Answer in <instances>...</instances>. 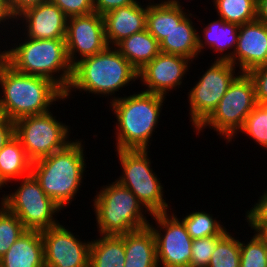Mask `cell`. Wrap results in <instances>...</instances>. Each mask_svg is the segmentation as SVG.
Here are the masks:
<instances>
[{
  "mask_svg": "<svg viewBox=\"0 0 267 267\" xmlns=\"http://www.w3.org/2000/svg\"><path fill=\"white\" fill-rule=\"evenodd\" d=\"M49 0H7L8 8L11 15L16 18L27 8L45 3Z\"/></svg>",
  "mask_w": 267,
  "mask_h": 267,
  "instance_id": "38",
  "label": "cell"
},
{
  "mask_svg": "<svg viewBox=\"0 0 267 267\" xmlns=\"http://www.w3.org/2000/svg\"><path fill=\"white\" fill-rule=\"evenodd\" d=\"M192 13L187 15L172 31L160 42V51L165 54L180 55L190 59L197 58L198 36L197 29L194 28Z\"/></svg>",
  "mask_w": 267,
  "mask_h": 267,
  "instance_id": "23",
  "label": "cell"
},
{
  "mask_svg": "<svg viewBox=\"0 0 267 267\" xmlns=\"http://www.w3.org/2000/svg\"><path fill=\"white\" fill-rule=\"evenodd\" d=\"M25 23L26 37L32 39L65 38L68 17L55 4L45 3L27 8L15 20Z\"/></svg>",
  "mask_w": 267,
  "mask_h": 267,
  "instance_id": "17",
  "label": "cell"
},
{
  "mask_svg": "<svg viewBox=\"0 0 267 267\" xmlns=\"http://www.w3.org/2000/svg\"><path fill=\"white\" fill-rule=\"evenodd\" d=\"M207 267H240V241L227 232L216 243Z\"/></svg>",
  "mask_w": 267,
  "mask_h": 267,
  "instance_id": "29",
  "label": "cell"
},
{
  "mask_svg": "<svg viewBox=\"0 0 267 267\" xmlns=\"http://www.w3.org/2000/svg\"><path fill=\"white\" fill-rule=\"evenodd\" d=\"M257 105L252 79L247 73H240L230 84L216 109L196 129L197 135L208 126L219 132L217 135L223 136L229 143Z\"/></svg>",
  "mask_w": 267,
  "mask_h": 267,
  "instance_id": "7",
  "label": "cell"
},
{
  "mask_svg": "<svg viewBox=\"0 0 267 267\" xmlns=\"http://www.w3.org/2000/svg\"><path fill=\"white\" fill-rule=\"evenodd\" d=\"M31 170L32 161L20 141L14 136L0 150V189L7 183H11V180L19 181L22 177L30 175Z\"/></svg>",
  "mask_w": 267,
  "mask_h": 267,
  "instance_id": "24",
  "label": "cell"
},
{
  "mask_svg": "<svg viewBox=\"0 0 267 267\" xmlns=\"http://www.w3.org/2000/svg\"><path fill=\"white\" fill-rule=\"evenodd\" d=\"M266 259H267V242H266Z\"/></svg>",
  "mask_w": 267,
  "mask_h": 267,
  "instance_id": "45",
  "label": "cell"
},
{
  "mask_svg": "<svg viewBox=\"0 0 267 267\" xmlns=\"http://www.w3.org/2000/svg\"><path fill=\"white\" fill-rule=\"evenodd\" d=\"M250 210L246 212L247 223L256 233L267 224V189Z\"/></svg>",
  "mask_w": 267,
  "mask_h": 267,
  "instance_id": "34",
  "label": "cell"
},
{
  "mask_svg": "<svg viewBox=\"0 0 267 267\" xmlns=\"http://www.w3.org/2000/svg\"><path fill=\"white\" fill-rule=\"evenodd\" d=\"M146 5V29L159 43L188 15L179 0L153 1Z\"/></svg>",
  "mask_w": 267,
  "mask_h": 267,
  "instance_id": "21",
  "label": "cell"
},
{
  "mask_svg": "<svg viewBox=\"0 0 267 267\" xmlns=\"http://www.w3.org/2000/svg\"><path fill=\"white\" fill-rule=\"evenodd\" d=\"M61 224L41 231L45 267H89L91 241H81Z\"/></svg>",
  "mask_w": 267,
  "mask_h": 267,
  "instance_id": "14",
  "label": "cell"
},
{
  "mask_svg": "<svg viewBox=\"0 0 267 267\" xmlns=\"http://www.w3.org/2000/svg\"><path fill=\"white\" fill-rule=\"evenodd\" d=\"M135 80H138V71L115 46H107L100 53L79 60L73 66L65 99L70 98L71 91L75 89L109 97Z\"/></svg>",
  "mask_w": 267,
  "mask_h": 267,
  "instance_id": "4",
  "label": "cell"
},
{
  "mask_svg": "<svg viewBox=\"0 0 267 267\" xmlns=\"http://www.w3.org/2000/svg\"><path fill=\"white\" fill-rule=\"evenodd\" d=\"M10 121L5 108L0 103V127L5 126Z\"/></svg>",
  "mask_w": 267,
  "mask_h": 267,
  "instance_id": "42",
  "label": "cell"
},
{
  "mask_svg": "<svg viewBox=\"0 0 267 267\" xmlns=\"http://www.w3.org/2000/svg\"><path fill=\"white\" fill-rule=\"evenodd\" d=\"M14 46L0 51V56L10 66L20 73L48 78L66 92L72 79L73 66L68 59L65 38L26 37L24 42L19 45L15 43Z\"/></svg>",
  "mask_w": 267,
  "mask_h": 267,
  "instance_id": "3",
  "label": "cell"
},
{
  "mask_svg": "<svg viewBox=\"0 0 267 267\" xmlns=\"http://www.w3.org/2000/svg\"><path fill=\"white\" fill-rule=\"evenodd\" d=\"M240 73H247L267 63V25L254 20L239 26L237 45L232 58ZM238 64V65H237Z\"/></svg>",
  "mask_w": 267,
  "mask_h": 267,
  "instance_id": "16",
  "label": "cell"
},
{
  "mask_svg": "<svg viewBox=\"0 0 267 267\" xmlns=\"http://www.w3.org/2000/svg\"><path fill=\"white\" fill-rule=\"evenodd\" d=\"M115 151L123 169L117 181L136 195L150 216L167 212L170 206L163 199V186L151 168L148 150Z\"/></svg>",
  "mask_w": 267,
  "mask_h": 267,
  "instance_id": "8",
  "label": "cell"
},
{
  "mask_svg": "<svg viewBox=\"0 0 267 267\" xmlns=\"http://www.w3.org/2000/svg\"><path fill=\"white\" fill-rule=\"evenodd\" d=\"M257 234L265 241L267 242V224L264 225Z\"/></svg>",
  "mask_w": 267,
  "mask_h": 267,
  "instance_id": "43",
  "label": "cell"
},
{
  "mask_svg": "<svg viewBox=\"0 0 267 267\" xmlns=\"http://www.w3.org/2000/svg\"><path fill=\"white\" fill-rule=\"evenodd\" d=\"M69 18L95 12L93 0H49Z\"/></svg>",
  "mask_w": 267,
  "mask_h": 267,
  "instance_id": "35",
  "label": "cell"
},
{
  "mask_svg": "<svg viewBox=\"0 0 267 267\" xmlns=\"http://www.w3.org/2000/svg\"><path fill=\"white\" fill-rule=\"evenodd\" d=\"M267 109V102L262 104Z\"/></svg>",
  "mask_w": 267,
  "mask_h": 267,
  "instance_id": "44",
  "label": "cell"
},
{
  "mask_svg": "<svg viewBox=\"0 0 267 267\" xmlns=\"http://www.w3.org/2000/svg\"><path fill=\"white\" fill-rule=\"evenodd\" d=\"M55 117L49 111L14 121L15 137L32 162L50 156L71 143L72 140H68L70 127Z\"/></svg>",
  "mask_w": 267,
  "mask_h": 267,
  "instance_id": "10",
  "label": "cell"
},
{
  "mask_svg": "<svg viewBox=\"0 0 267 267\" xmlns=\"http://www.w3.org/2000/svg\"><path fill=\"white\" fill-rule=\"evenodd\" d=\"M256 20L267 25V0H256Z\"/></svg>",
  "mask_w": 267,
  "mask_h": 267,
  "instance_id": "40",
  "label": "cell"
},
{
  "mask_svg": "<svg viewBox=\"0 0 267 267\" xmlns=\"http://www.w3.org/2000/svg\"><path fill=\"white\" fill-rule=\"evenodd\" d=\"M190 62L186 57L160 52L138 71V80L147 87L143 92L166 96L172 89L180 88Z\"/></svg>",
  "mask_w": 267,
  "mask_h": 267,
  "instance_id": "15",
  "label": "cell"
},
{
  "mask_svg": "<svg viewBox=\"0 0 267 267\" xmlns=\"http://www.w3.org/2000/svg\"><path fill=\"white\" fill-rule=\"evenodd\" d=\"M137 2V0H93V6L95 12L103 16L109 11Z\"/></svg>",
  "mask_w": 267,
  "mask_h": 267,
  "instance_id": "37",
  "label": "cell"
},
{
  "mask_svg": "<svg viewBox=\"0 0 267 267\" xmlns=\"http://www.w3.org/2000/svg\"><path fill=\"white\" fill-rule=\"evenodd\" d=\"M201 31H203L204 37L198 36L199 55L205 49L204 47L208 45L209 48L214 49L213 52H218L222 55L215 60L229 61L232 58L237 45L239 25L227 23L222 18H219L207 24ZM229 49H233V51L225 53V50L230 51Z\"/></svg>",
  "mask_w": 267,
  "mask_h": 267,
  "instance_id": "22",
  "label": "cell"
},
{
  "mask_svg": "<svg viewBox=\"0 0 267 267\" xmlns=\"http://www.w3.org/2000/svg\"><path fill=\"white\" fill-rule=\"evenodd\" d=\"M101 188L92 205L100 235H122L148 227L150 220L144 216L148 211L133 192L116 179Z\"/></svg>",
  "mask_w": 267,
  "mask_h": 267,
  "instance_id": "6",
  "label": "cell"
},
{
  "mask_svg": "<svg viewBox=\"0 0 267 267\" xmlns=\"http://www.w3.org/2000/svg\"><path fill=\"white\" fill-rule=\"evenodd\" d=\"M191 238L199 239L214 235H225L228 231L212 214L193 211L181 220Z\"/></svg>",
  "mask_w": 267,
  "mask_h": 267,
  "instance_id": "28",
  "label": "cell"
},
{
  "mask_svg": "<svg viewBox=\"0 0 267 267\" xmlns=\"http://www.w3.org/2000/svg\"><path fill=\"white\" fill-rule=\"evenodd\" d=\"M112 99L110 107L117 119L116 150H148L166 97L141 91Z\"/></svg>",
  "mask_w": 267,
  "mask_h": 267,
  "instance_id": "2",
  "label": "cell"
},
{
  "mask_svg": "<svg viewBox=\"0 0 267 267\" xmlns=\"http://www.w3.org/2000/svg\"><path fill=\"white\" fill-rule=\"evenodd\" d=\"M143 6L137 2L103 15L108 46H116L123 39L146 29L147 6Z\"/></svg>",
  "mask_w": 267,
  "mask_h": 267,
  "instance_id": "18",
  "label": "cell"
},
{
  "mask_svg": "<svg viewBox=\"0 0 267 267\" xmlns=\"http://www.w3.org/2000/svg\"><path fill=\"white\" fill-rule=\"evenodd\" d=\"M253 233L247 244L240 242V267H267L266 242Z\"/></svg>",
  "mask_w": 267,
  "mask_h": 267,
  "instance_id": "32",
  "label": "cell"
},
{
  "mask_svg": "<svg viewBox=\"0 0 267 267\" xmlns=\"http://www.w3.org/2000/svg\"><path fill=\"white\" fill-rule=\"evenodd\" d=\"M236 67L229 61L214 60L188 92L189 116L196 130L216 109L236 75Z\"/></svg>",
  "mask_w": 267,
  "mask_h": 267,
  "instance_id": "11",
  "label": "cell"
},
{
  "mask_svg": "<svg viewBox=\"0 0 267 267\" xmlns=\"http://www.w3.org/2000/svg\"><path fill=\"white\" fill-rule=\"evenodd\" d=\"M239 132L246 133L258 145L267 150V109L258 104L247 116Z\"/></svg>",
  "mask_w": 267,
  "mask_h": 267,
  "instance_id": "31",
  "label": "cell"
},
{
  "mask_svg": "<svg viewBox=\"0 0 267 267\" xmlns=\"http://www.w3.org/2000/svg\"><path fill=\"white\" fill-rule=\"evenodd\" d=\"M0 267H45L41 232H24L0 258Z\"/></svg>",
  "mask_w": 267,
  "mask_h": 267,
  "instance_id": "19",
  "label": "cell"
},
{
  "mask_svg": "<svg viewBox=\"0 0 267 267\" xmlns=\"http://www.w3.org/2000/svg\"><path fill=\"white\" fill-rule=\"evenodd\" d=\"M219 18L243 25L256 20V0H213Z\"/></svg>",
  "mask_w": 267,
  "mask_h": 267,
  "instance_id": "27",
  "label": "cell"
},
{
  "mask_svg": "<svg viewBox=\"0 0 267 267\" xmlns=\"http://www.w3.org/2000/svg\"><path fill=\"white\" fill-rule=\"evenodd\" d=\"M99 236L90 244L89 267H124V240L119 235Z\"/></svg>",
  "mask_w": 267,
  "mask_h": 267,
  "instance_id": "26",
  "label": "cell"
},
{
  "mask_svg": "<svg viewBox=\"0 0 267 267\" xmlns=\"http://www.w3.org/2000/svg\"><path fill=\"white\" fill-rule=\"evenodd\" d=\"M20 181L17 190L4 194L0 203L21 220L26 230L41 232L60 224L53 215L62 208L45 194L34 175L31 173Z\"/></svg>",
  "mask_w": 267,
  "mask_h": 267,
  "instance_id": "9",
  "label": "cell"
},
{
  "mask_svg": "<svg viewBox=\"0 0 267 267\" xmlns=\"http://www.w3.org/2000/svg\"><path fill=\"white\" fill-rule=\"evenodd\" d=\"M247 74L254 84L256 102L262 105L267 102V63L253 68Z\"/></svg>",
  "mask_w": 267,
  "mask_h": 267,
  "instance_id": "36",
  "label": "cell"
},
{
  "mask_svg": "<svg viewBox=\"0 0 267 267\" xmlns=\"http://www.w3.org/2000/svg\"><path fill=\"white\" fill-rule=\"evenodd\" d=\"M15 136L14 121L0 127V150Z\"/></svg>",
  "mask_w": 267,
  "mask_h": 267,
  "instance_id": "39",
  "label": "cell"
},
{
  "mask_svg": "<svg viewBox=\"0 0 267 267\" xmlns=\"http://www.w3.org/2000/svg\"><path fill=\"white\" fill-rule=\"evenodd\" d=\"M119 236L125 245L124 267H160L157 263L155 235L149 226Z\"/></svg>",
  "mask_w": 267,
  "mask_h": 267,
  "instance_id": "20",
  "label": "cell"
},
{
  "mask_svg": "<svg viewBox=\"0 0 267 267\" xmlns=\"http://www.w3.org/2000/svg\"><path fill=\"white\" fill-rule=\"evenodd\" d=\"M224 235H214L204 238L194 239L191 247L190 267H207L210 263L212 253L216 243Z\"/></svg>",
  "mask_w": 267,
  "mask_h": 267,
  "instance_id": "33",
  "label": "cell"
},
{
  "mask_svg": "<svg viewBox=\"0 0 267 267\" xmlns=\"http://www.w3.org/2000/svg\"><path fill=\"white\" fill-rule=\"evenodd\" d=\"M171 214H153V220L156 221V225L158 224L157 228L153 227V224L148 225L156 239L158 266L190 267L193 239L180 218L178 219L173 212Z\"/></svg>",
  "mask_w": 267,
  "mask_h": 267,
  "instance_id": "12",
  "label": "cell"
},
{
  "mask_svg": "<svg viewBox=\"0 0 267 267\" xmlns=\"http://www.w3.org/2000/svg\"><path fill=\"white\" fill-rule=\"evenodd\" d=\"M65 43L68 59L72 66L79 60L103 51L108 46L103 16L93 12L87 15L69 17ZM76 53L81 57L76 56Z\"/></svg>",
  "mask_w": 267,
  "mask_h": 267,
  "instance_id": "13",
  "label": "cell"
},
{
  "mask_svg": "<svg viewBox=\"0 0 267 267\" xmlns=\"http://www.w3.org/2000/svg\"><path fill=\"white\" fill-rule=\"evenodd\" d=\"M0 103L11 121L50 111V105L65 100V92L52 80L16 71L0 56ZM2 96V97H1Z\"/></svg>",
  "mask_w": 267,
  "mask_h": 267,
  "instance_id": "1",
  "label": "cell"
},
{
  "mask_svg": "<svg viewBox=\"0 0 267 267\" xmlns=\"http://www.w3.org/2000/svg\"><path fill=\"white\" fill-rule=\"evenodd\" d=\"M82 142L72 141L66 148L32 162L31 173L45 194L62 209L71 204L82 186L86 170Z\"/></svg>",
  "mask_w": 267,
  "mask_h": 267,
  "instance_id": "5",
  "label": "cell"
},
{
  "mask_svg": "<svg viewBox=\"0 0 267 267\" xmlns=\"http://www.w3.org/2000/svg\"><path fill=\"white\" fill-rule=\"evenodd\" d=\"M115 47L137 71L161 52L160 43L147 29L123 39Z\"/></svg>",
  "mask_w": 267,
  "mask_h": 267,
  "instance_id": "25",
  "label": "cell"
},
{
  "mask_svg": "<svg viewBox=\"0 0 267 267\" xmlns=\"http://www.w3.org/2000/svg\"><path fill=\"white\" fill-rule=\"evenodd\" d=\"M0 258L13 243L27 230L21 220L0 204Z\"/></svg>",
  "mask_w": 267,
  "mask_h": 267,
  "instance_id": "30",
  "label": "cell"
},
{
  "mask_svg": "<svg viewBox=\"0 0 267 267\" xmlns=\"http://www.w3.org/2000/svg\"><path fill=\"white\" fill-rule=\"evenodd\" d=\"M10 19H12L14 22L15 18L9 11L7 0H0V24H4V22H6L7 20L9 22Z\"/></svg>",
  "mask_w": 267,
  "mask_h": 267,
  "instance_id": "41",
  "label": "cell"
}]
</instances>
